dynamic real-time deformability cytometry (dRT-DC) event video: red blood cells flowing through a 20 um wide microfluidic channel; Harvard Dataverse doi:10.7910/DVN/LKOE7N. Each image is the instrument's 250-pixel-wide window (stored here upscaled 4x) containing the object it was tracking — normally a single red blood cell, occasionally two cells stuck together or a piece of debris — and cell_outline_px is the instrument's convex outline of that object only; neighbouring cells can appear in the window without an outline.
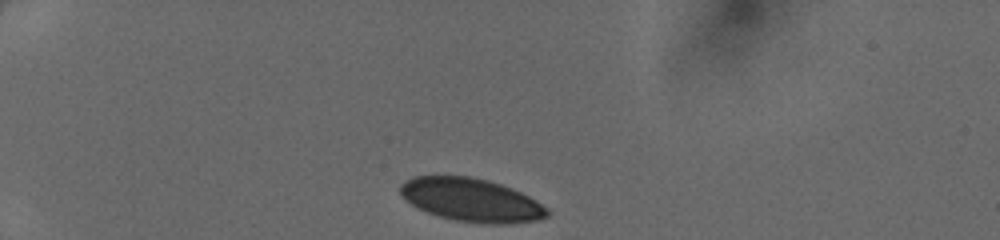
{"species": "human", "species_latin": "Homo sapiens", "temperature_condition": "cold", "stored_images_in_passage": 32, "camera_frame_rate_fps": 3000, "um_per_image_px": 0.085, "donor": {"sex": "female"}, "frame": {"image": 1, "passage_image": 1, "time_ms": 0.0, "image_size_px": [1000, 240], "cell_outline_px": [[548, 216], [536, 220], [512, 224], [488, 224], [456, 220], [440, 216], [428, 212], [404, 200], [400, 192], [400, 184], [404, 180], [412, 176], [468, 176], [488, 180], [512, 188], [528, 196], [548, 208]], "centroid_in_image_um": [40.05, 16.99], "position_along_channel_um": 44.9, "area_um2": 36.93}}
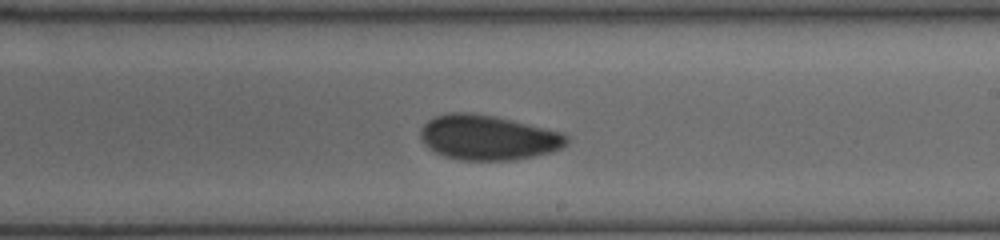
{"frame": {"image": 2, "passage_image": 19, "time_ms": 6.0, "image_size_px": [1000, 240], "cell_outline_px": [[568, 144], [552, 152], [516, 160], [460, 160], [444, 156], [428, 148], [420, 140], [420, 128], [428, 120], [436, 116], [448, 112], [468, 112], [492, 116], [512, 120], [564, 132], [568, 136]], "centroid_in_image_um": [41.48, 11.69], "position_along_channel_um": 247.5, "area_um2": 38.49}}
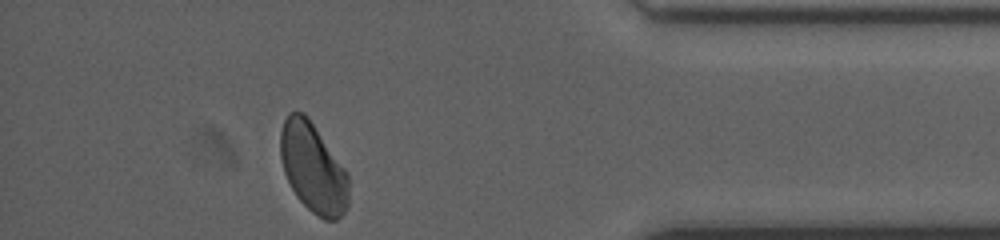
{"frame": {"image": 3, "passage_image": 32, "time_ms": 10.333, "image_size_px": [1000, 240], "cell_outline_px": [[348, 204], [344, 212], [336, 220], [324, 220], [312, 212], [296, 196], [284, 172], [280, 156], [280, 132], [284, 120], [288, 112], [304, 112], [308, 116], [348, 172]], "centroid_in_image_um": [26.61, 14.25], "position_along_channel_um": 408.6, "area_um2": 35.72}}